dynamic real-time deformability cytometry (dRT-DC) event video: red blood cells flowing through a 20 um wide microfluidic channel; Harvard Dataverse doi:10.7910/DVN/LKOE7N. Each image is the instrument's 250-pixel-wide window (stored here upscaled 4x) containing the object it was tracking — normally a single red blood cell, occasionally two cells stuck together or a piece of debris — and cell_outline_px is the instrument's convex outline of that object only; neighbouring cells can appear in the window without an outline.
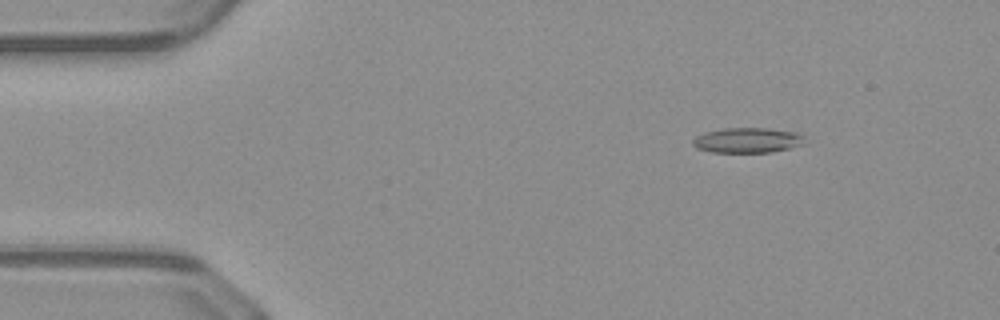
{"species": "common noctule bat (a hibernating species)", "species_latin": "Nyctalus noctula", "temperature_condition": "warm", "stored_images_in_passage": 50, "camera_frame_rate_fps": 3000, "um_per_image_px": 0.085, "animal": {"sex": "male", "body_mass_g": 23.1, "forearm_length_mm": 52.7}, "frame": {"image": 1, "passage_image": 7, "time_ms": 2.0, "image_size_px": [1000, 320], "cell_outline_px": [[808, 144], [772, 152], [712, 152], [696, 148], [692, 144], [692, 140], [696, 136], [704, 132], [724, 128], [768, 128], [796, 132], [804, 136]], "centroid_in_image_um": [63.58, 11.92], "position_along_channel_um": 21.4, "area_um2": 16.65}}
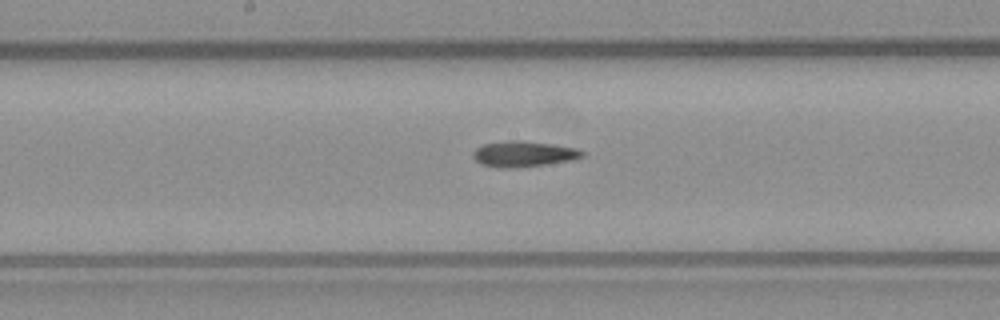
{"frame": {"image": 2, "passage_image": 26, "time_ms": 8.333, "image_size_px": [1000, 320], "cell_outline_px": [[584, 156], [572, 160], [544, 164], [512, 168], [500, 168], [480, 164], [472, 156], [472, 152], [476, 148], [484, 144], [512, 140], [520, 140], [552, 144], [576, 148], [584, 152]], "centroid_in_image_um": [44.48, 13.08], "position_along_channel_um": 203.7, "area_um2": 16.24}}
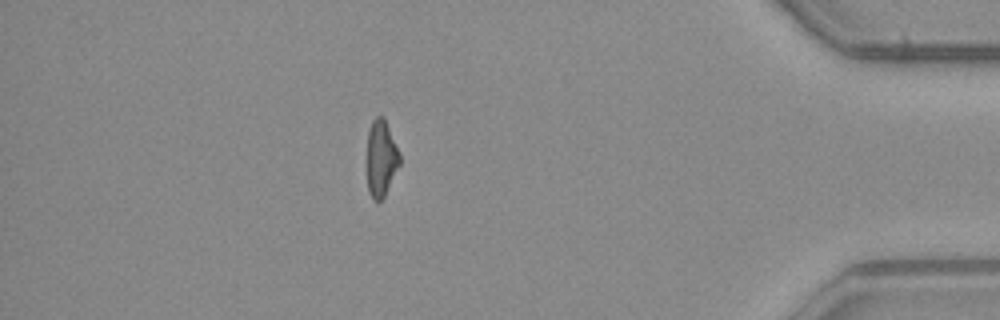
{"frame": {"image": 3, "passage_image": 44, "time_ms": 14.333, "image_size_px": [1000, 320], "cell_outline_px": [[400, 164], [384, 196], [380, 200], [372, 200], [368, 192], [368, 132], [372, 120], [376, 116], [384, 116], [400, 152]], "centroid_in_image_um": [32.41, 13.43], "position_along_channel_um": 402.8, "area_um2": 14.51}}